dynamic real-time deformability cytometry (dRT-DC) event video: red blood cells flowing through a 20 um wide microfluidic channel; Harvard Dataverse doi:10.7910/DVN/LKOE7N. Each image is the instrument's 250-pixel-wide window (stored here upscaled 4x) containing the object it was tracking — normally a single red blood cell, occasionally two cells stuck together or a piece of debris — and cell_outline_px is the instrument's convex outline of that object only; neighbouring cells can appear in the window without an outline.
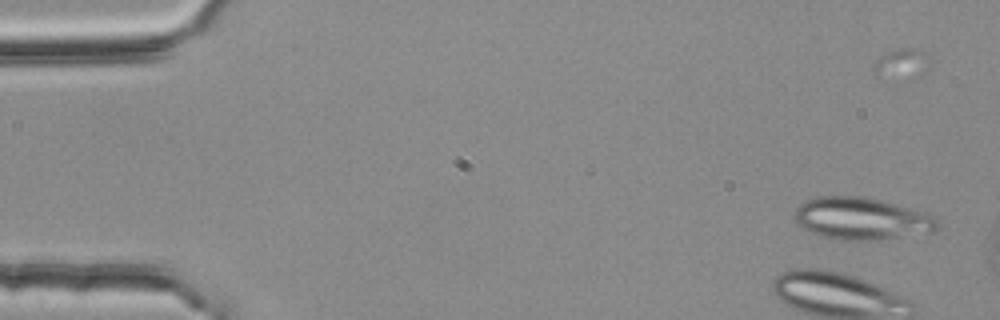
{"species": "common noctule bat (a hibernating species)", "species_latin": "Nyctalus noctula", "temperature_condition": "room temperature", "stored_images_in_passage": 10, "camera_frame_rate_fps": 3000, "um_per_image_px": 0.085, "animal": {"sex": "female", "body_mass_g": 25.1}, "frame": {"image": 1, "passage_image": 4, "time_ms": 1.0, "image_size_px": [1000, 320], "cell_outline_px": [[940, 228], [932, 232], [876, 240], [840, 240], [820, 236], [800, 228], [796, 224], [796, 208], [804, 200], [812, 196], [860, 196], [880, 200], [928, 212], [936, 216], [940, 220]], "centroid_in_image_um": [73.26, 18.58], "position_along_channel_um": 11.7, "area_um2": 35.72}}